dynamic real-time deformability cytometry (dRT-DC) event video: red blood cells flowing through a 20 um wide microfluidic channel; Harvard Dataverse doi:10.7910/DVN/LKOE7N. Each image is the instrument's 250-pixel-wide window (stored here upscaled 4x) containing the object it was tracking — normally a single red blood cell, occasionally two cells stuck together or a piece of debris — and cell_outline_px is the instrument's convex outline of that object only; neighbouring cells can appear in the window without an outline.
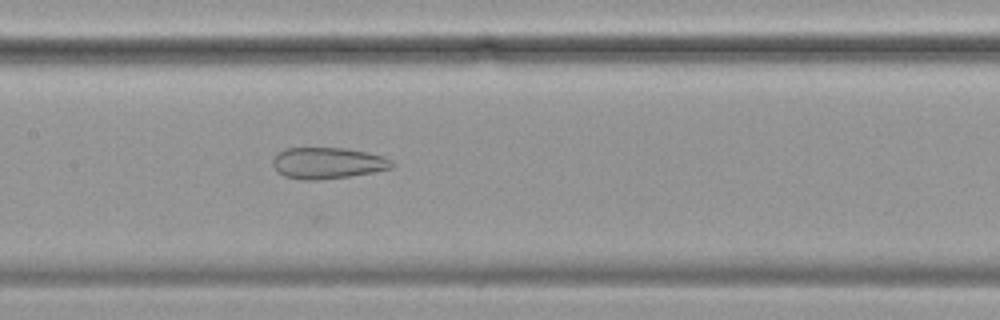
{"species": "common noctule bat (a hibernating species)", "species_latin": "Nyctalus noctula", "temperature_condition": "cold", "stored_images_in_passage": 21, "camera_frame_rate_fps": 3000, "um_per_image_px": 0.085, "animal": {"sex": "female", "body_mass_g": 19.9}, "frame": {"image": 1, "passage_image": 12, "time_ms": 3.667, "image_size_px": [1000, 320], "cell_outline_px": [[392, 168], [372, 172], [348, 176], [316, 180], [300, 180], [284, 176], [272, 164], [272, 160], [276, 152], [284, 148], [344, 148], [368, 152], [384, 156], [392, 160]], "centroid_in_image_um": [27.82, 13.85], "position_along_channel_um": 179.6, "area_um2": 21.73}}
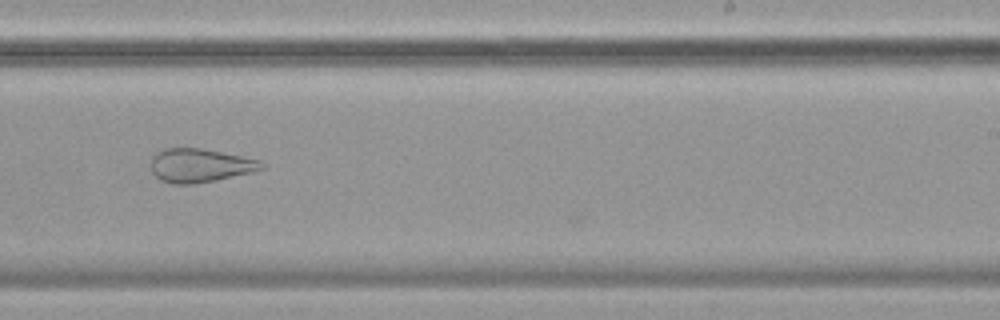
{"frame": {"image": 2, "passage_image": 20, "time_ms": 6.333, "image_size_px": [1000, 320], "cell_outline_px": [[264, 168], [252, 172], [216, 180], [192, 184], [172, 184], [160, 180], [152, 172], [152, 156], [156, 152], [164, 148], [200, 148], [260, 160], [264, 164]], "centroid_in_image_um": [16.97, 14.07], "position_along_channel_um": 272.0, "area_um2": 21.56}}